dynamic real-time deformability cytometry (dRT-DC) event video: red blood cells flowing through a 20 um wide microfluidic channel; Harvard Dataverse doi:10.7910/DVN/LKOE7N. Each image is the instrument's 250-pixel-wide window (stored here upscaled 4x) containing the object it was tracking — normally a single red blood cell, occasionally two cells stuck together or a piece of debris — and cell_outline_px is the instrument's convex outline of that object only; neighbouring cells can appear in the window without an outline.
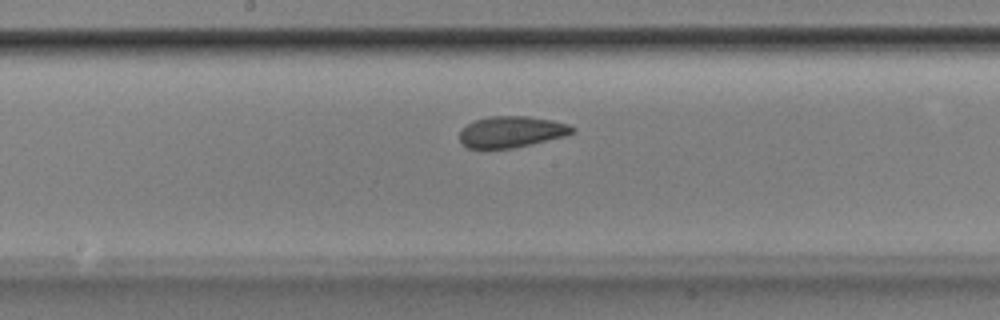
{"species": "Egyptian fruit bat (a non-hibernating species)", "species_latin": "Rousettus aegyptiacus", "temperature_condition": "room temperature", "stored_images_in_passage": 43, "camera_frame_rate_fps": 3000, "um_per_image_px": 0.085, "animal": {"sex": "male"}, "frame": {"image": 1, "passage_image": 18, "time_ms": 5.667, "image_size_px": [1000, 320], "cell_outline_px": [[576, 132], [564, 136], [532, 144], [512, 148], [484, 152], [468, 148], [460, 140], [460, 132], [468, 124], [476, 120], [488, 116], [528, 116], [552, 120], [568, 124], [576, 128]], "centroid_in_image_um": [43.46, 11.24], "position_along_channel_um": 204.7, "area_um2": 21.04}}
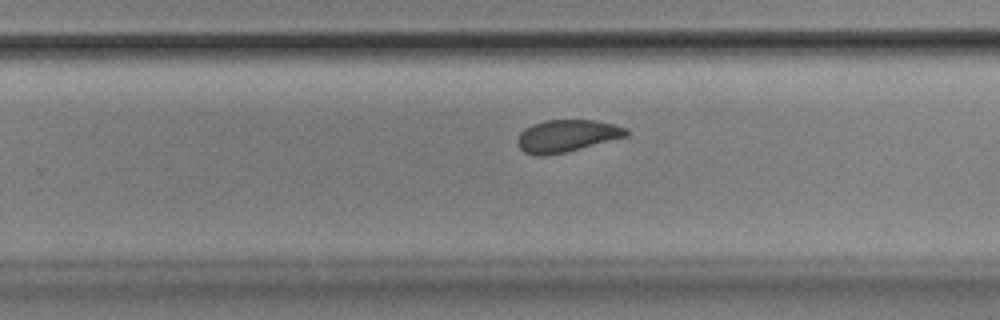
{"frame": {"image": 2, "passage_image": 24, "time_ms": 7.667, "image_size_px": [1000, 320], "cell_outline_px": [[628, 136], [564, 152], [544, 156], [536, 156], [524, 152], [516, 144], [516, 140], [520, 132], [524, 128], [532, 124], [544, 120], [596, 120], [628, 128]], "centroid_in_image_um": [48.13, 11.54], "position_along_channel_um": 281.7, "area_um2": 20.46}}
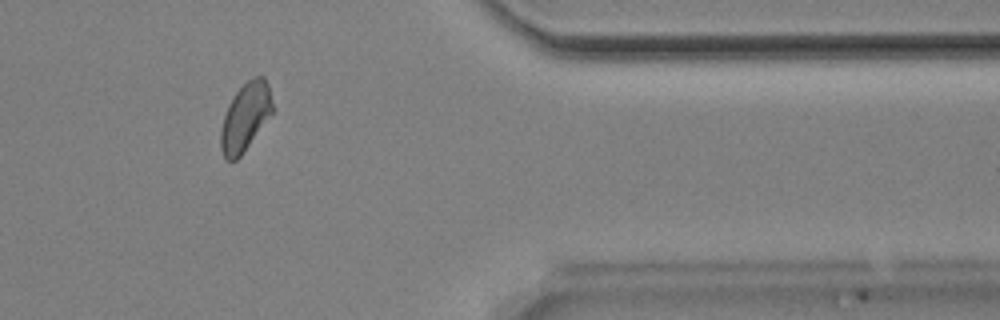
{"frame": {"image": 3, "passage_image": 34, "time_ms": 11.0, "image_size_px": [1000, 320], "cell_outline_px": [[272, 112], [240, 156], [236, 160], [224, 160], [220, 148], [220, 128], [228, 104], [236, 92], [248, 80], [256, 76], [264, 76], [268, 84], [272, 104]], "centroid_in_image_um": [20.81, 9.95], "position_along_channel_um": 390.6, "area_um2": 20.11}, "authors_computed_cell_mechanics": {"area_um2": 21.0392, "velocity_mm_per_s": 3.8713, "shape_relaxation_time_tau1_ms": 5.8522, "shape_relaxation_time_tau2_ms": 2.072, "deformation_change_tau1": 0.1191, "deformation_change_tau2": 0.0725}}